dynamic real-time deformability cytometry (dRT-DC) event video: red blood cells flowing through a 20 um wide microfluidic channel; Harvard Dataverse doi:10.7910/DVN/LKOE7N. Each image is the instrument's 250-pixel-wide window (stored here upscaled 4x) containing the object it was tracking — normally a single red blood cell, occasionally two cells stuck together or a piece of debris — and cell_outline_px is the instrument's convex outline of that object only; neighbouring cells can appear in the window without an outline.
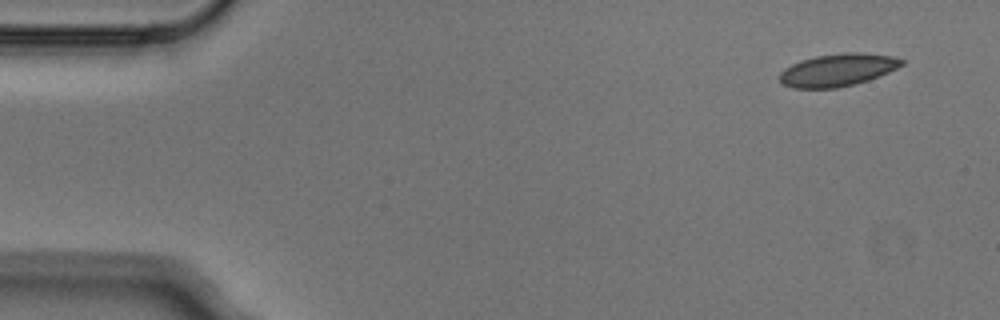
{"species": "Egyptian fruit bat (a non-hibernating species)", "species_latin": "Rousettus aegyptiacus", "temperature_condition": "cold", "stored_images_in_passage": 4, "camera_frame_rate_fps": 3000, "um_per_image_px": 0.085, "animal": {"sex": "male"}, "frame": {"image": 1, "passage_image": 1, "time_ms": 0.0, "image_size_px": [1000, 320], "cell_outline_px": [[904, 64], [888, 72], [868, 80], [856, 84], [836, 88], [792, 88], [784, 84], [780, 80], [780, 72], [784, 68], [800, 60], [816, 56], [844, 52], [860, 52], [892, 56], [904, 60]], "centroid_in_image_um": [71.2, 5.94], "position_along_channel_um": 13.8, "area_um2": 23.12}}
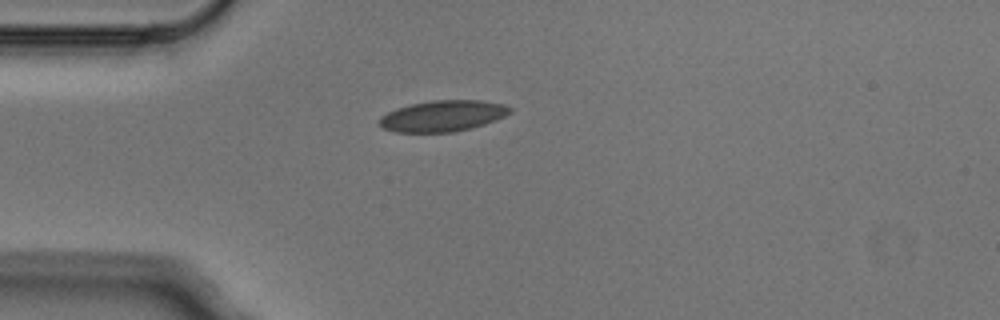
{"frame": {"image": 2, "passage_image": 4, "time_ms": 1.0, "image_size_px": [1000, 320], "cell_outline_px": [[512, 112], [496, 120], [484, 124], [456, 132], [392, 132], [384, 128], [376, 120], [380, 116], [396, 108], [412, 104], [432, 100], [480, 100], [504, 104], [512, 108]], "centroid_in_image_um": [37.63, 9.85], "position_along_channel_um": 47.4, "area_um2": 23.76}}